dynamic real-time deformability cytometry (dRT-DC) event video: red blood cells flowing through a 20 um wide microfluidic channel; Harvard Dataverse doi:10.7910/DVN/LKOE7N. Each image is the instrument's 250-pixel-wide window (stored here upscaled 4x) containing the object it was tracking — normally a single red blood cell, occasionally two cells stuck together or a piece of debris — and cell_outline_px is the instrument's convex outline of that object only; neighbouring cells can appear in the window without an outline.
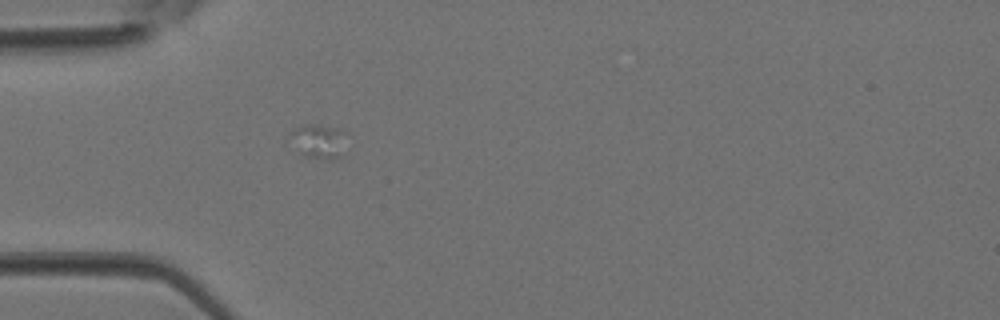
{"species": "Egyptian fruit bat (a non-hibernating species)", "species_latin": "Rousettus aegyptiacus", "temperature_condition": "room temperature", "stored_images_in_passage": 1, "camera_frame_rate_fps": 3000, "um_per_image_px": 0.085, "animal": {"sex": "female"}, "frame": {"image": 1, "passage_image": 1, "time_ms": 0.0, "image_size_px": [1000, 320], "cell_outline_px": [[344, 156], [332, 160], [304, 156], [300, 152], [292, 132], [296, 128], [308, 124], [340, 128], [344, 132]], "centroid_in_image_um": [27.21, 12.03], "position_along_channel_um": 57.8, "area_um2": 10.75}}